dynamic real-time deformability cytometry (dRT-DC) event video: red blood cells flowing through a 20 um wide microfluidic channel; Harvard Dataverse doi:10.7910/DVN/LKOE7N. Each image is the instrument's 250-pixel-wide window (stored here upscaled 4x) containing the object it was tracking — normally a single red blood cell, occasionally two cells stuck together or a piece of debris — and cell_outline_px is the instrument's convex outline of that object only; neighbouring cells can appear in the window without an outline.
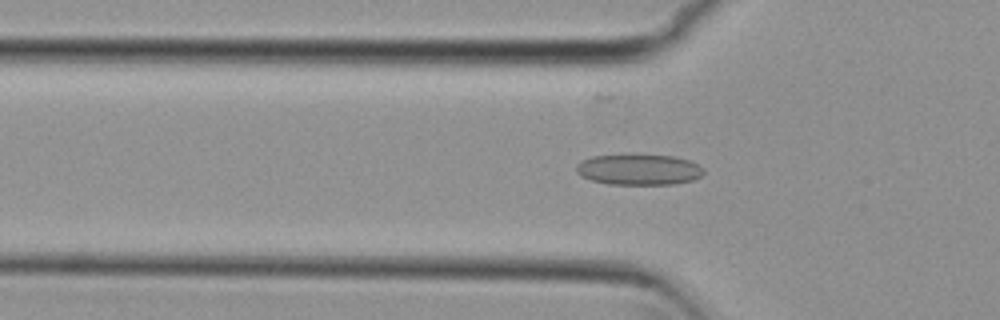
{"species": "common noctule bat (a hibernating species)", "species_latin": "Nyctalus noctula", "temperature_condition": "cold", "stored_images_in_passage": 54, "camera_frame_rate_fps": 3000, "um_per_image_px": 0.085, "animal": {"sex": "female", "body_mass_g": 29.2, "forearm_length_mm": 56.3}, "frame": {"image": 1, "passage_image": 18, "time_ms": 5.667, "image_size_px": [1000, 320], "cell_outline_px": [[704, 172], [700, 176], [692, 180], [672, 184], [608, 184], [592, 180], [580, 176], [576, 172], [576, 164], [580, 160], [592, 156], [628, 152], [672, 156], [688, 160], [704, 168]], "centroid_in_image_um": [54.23, 14.37], "position_along_channel_um": 71.6, "area_um2": 23.58}}
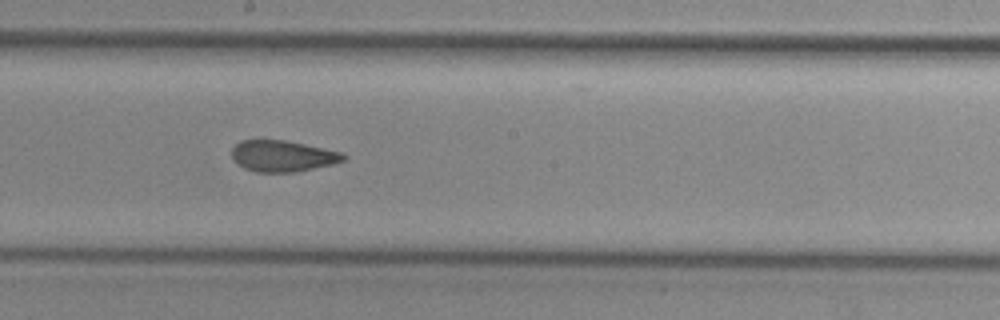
{"frame": {"image": 2, "passage_image": 30, "time_ms": 9.667, "image_size_px": [1000, 320], "cell_outline_px": [[348, 156], [344, 160], [332, 164], [296, 172], [256, 172], [244, 168], [232, 160], [232, 148], [240, 140], [284, 140], [344, 152]], "centroid_in_image_um": [24.02, 13.26], "position_along_channel_um": 224.2, "area_um2": 20.4}}
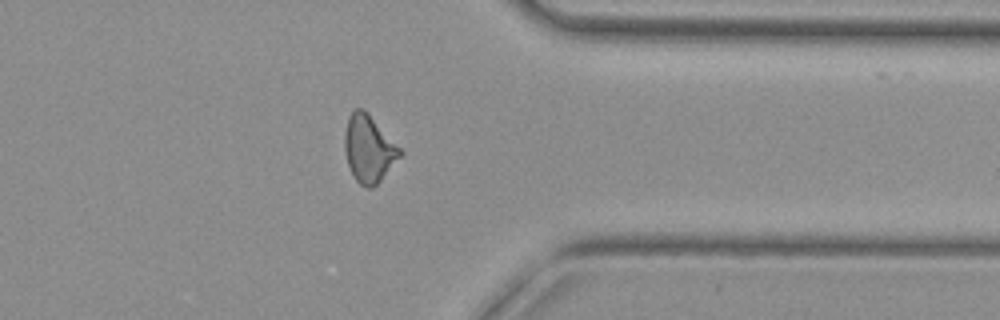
{"frame": {"image": 3, "passage_image": 43, "time_ms": 14.0, "image_size_px": [1000, 320], "cell_outline_px": [[404, 152], [380, 180], [372, 188], [368, 188], [360, 184], [352, 176], [348, 164], [344, 148], [344, 132], [348, 116], [356, 108], [364, 108], [368, 112]], "centroid_in_image_um": [31.33, 12.62], "position_along_channel_um": 380.1, "area_um2": 21.62}, "authors_computed_cell_mechanics": {"area_um2": 21.5883, "velocity_mm_per_s": 3.7993, "shape_relaxation_time_tau1_ms": null, "shape_relaxation_time_tau2_ms": 1.813, "deformation_change_tau1": null, "deformation_change_tau2": 0.0993}}